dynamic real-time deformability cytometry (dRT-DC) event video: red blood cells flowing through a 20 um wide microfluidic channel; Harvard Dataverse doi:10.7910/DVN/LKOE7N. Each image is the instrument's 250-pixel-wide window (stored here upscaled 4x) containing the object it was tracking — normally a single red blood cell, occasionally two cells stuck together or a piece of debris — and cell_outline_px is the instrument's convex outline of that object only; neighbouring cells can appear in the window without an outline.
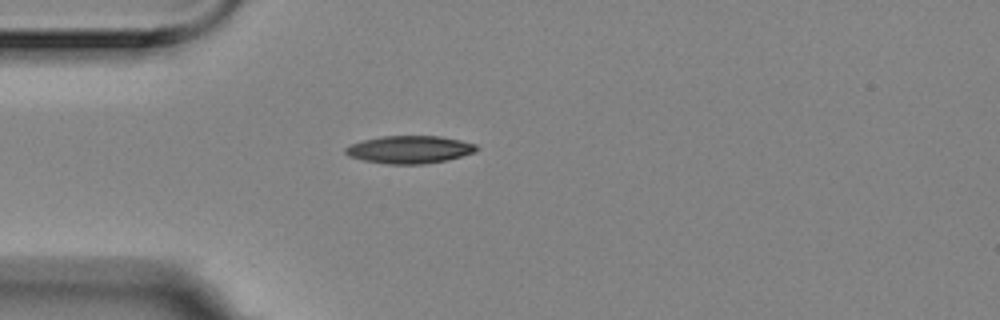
{"species": "Egyptian fruit bat (a non-hibernating species)", "species_latin": "Rousettus aegyptiacus", "temperature_condition": "room temperature", "stored_images_in_passage": 5, "camera_frame_rate_fps": 3000, "um_per_image_px": 0.085, "animal": {"sex": "female"}, "frame": {"image": 1, "passage_image": 4, "time_ms": 1.0, "image_size_px": [1000, 320], "cell_outline_px": [[480, 148], [476, 152], [448, 160], [424, 164], [388, 164], [364, 160], [348, 156], [344, 152], [344, 148], [348, 144], [380, 136], [440, 136], [460, 140], [476, 144]], "centroid_in_image_um": [34.82, 12.71], "position_along_channel_um": 50.2, "area_um2": 21.33}}